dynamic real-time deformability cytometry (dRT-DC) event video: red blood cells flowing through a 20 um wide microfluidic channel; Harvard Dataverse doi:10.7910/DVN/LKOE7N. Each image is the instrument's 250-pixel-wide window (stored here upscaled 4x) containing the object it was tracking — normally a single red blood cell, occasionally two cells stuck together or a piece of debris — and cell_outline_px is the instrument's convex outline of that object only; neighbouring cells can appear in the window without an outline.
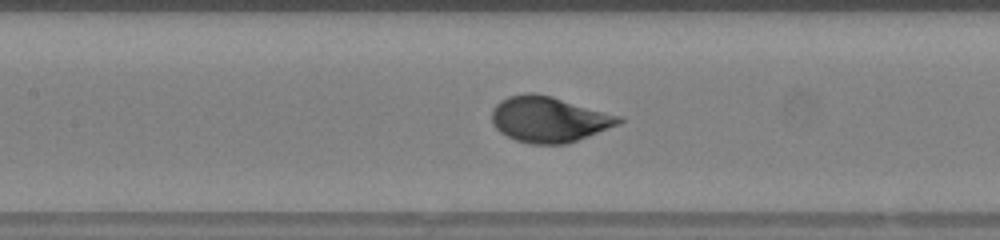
{"species": "human", "species_latin": "Homo sapiens", "temperature_condition": "warm", "stored_images_in_passage": 49, "camera_frame_rate_fps": 3000, "um_per_image_px": 0.085, "donor": {"sex": "female"}, "frame": {"image": 1, "passage_image": 22, "time_ms": 7.0, "image_size_px": [1000, 240], "cell_outline_px": [[624, 120], [620, 124], [576, 140], [564, 144], [532, 144], [516, 140], [500, 132], [492, 124], [492, 108], [500, 100], [508, 96], [524, 92], [532, 92], [552, 96], [620, 116]], "centroid_in_image_um": [46.62, 10.13], "position_along_channel_um": 160.8, "area_um2": 33.7}, "authors_computed_cell_mechanics": {"area_um2": 32.4258, "velocity_mm_per_s": 4.2145, "shape_relaxation_time_tau1_ms": 3.6115, "shape_relaxation_time_tau2_ms": null, "deformation_change_tau1": 0.1763, "deformation_change_tau2": null}}